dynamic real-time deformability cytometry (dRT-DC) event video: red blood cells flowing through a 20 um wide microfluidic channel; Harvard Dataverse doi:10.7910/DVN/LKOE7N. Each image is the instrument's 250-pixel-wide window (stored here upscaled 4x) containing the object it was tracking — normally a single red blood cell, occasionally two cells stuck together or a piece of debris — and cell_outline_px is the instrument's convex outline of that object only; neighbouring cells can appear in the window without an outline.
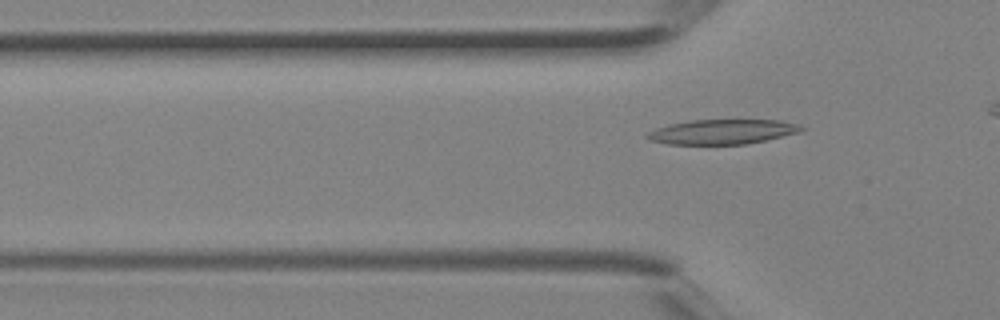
{"species": "Egyptian fruit bat (a non-hibernating species)", "species_latin": "Rousettus aegyptiacus", "temperature_condition": "room temperature", "stored_images_in_passage": 4, "segment_of_instrument_passage": [2, 2], "camera_frame_rate_fps": 3000, "um_per_image_px": 0.085, "animal": {"sex": "female"}, "frame": {"image": 1, "passage_image": 4, "time_ms": 1.0, "image_size_px": [1000, 320], "cell_outline_px": [[808, 128], [800, 132], [764, 140], [744, 144], [668, 144], [648, 140], [644, 136], [648, 132], [656, 128], [668, 124], [692, 120], [780, 120], [800, 124]], "centroid_in_image_um": [61.4, 11.19], "position_along_channel_um": 64.4, "area_um2": 22.31}}